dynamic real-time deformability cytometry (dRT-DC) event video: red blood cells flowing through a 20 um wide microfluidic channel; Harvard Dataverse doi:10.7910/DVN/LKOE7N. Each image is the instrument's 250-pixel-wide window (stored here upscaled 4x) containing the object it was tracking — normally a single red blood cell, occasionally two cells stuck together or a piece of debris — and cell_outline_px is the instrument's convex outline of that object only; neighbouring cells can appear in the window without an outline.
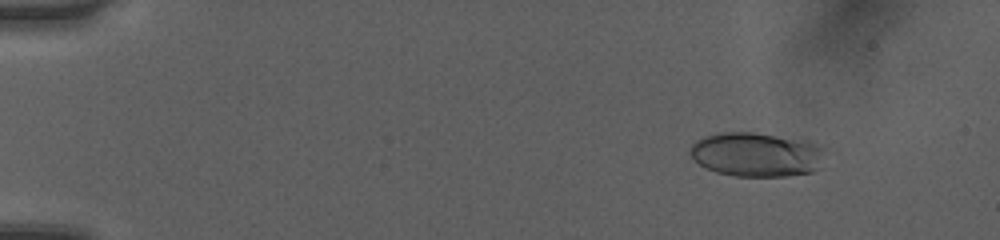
{"species": "human", "species_latin": "Homo sapiens", "temperature_condition": "room temperature", "stored_images_in_passage": 52, "camera_frame_rate_fps": 3000, "um_per_image_px": 0.085, "donor": {"sex": "female"}, "frame": {"image": 1, "passage_image": 7, "time_ms": 2.0, "image_size_px": [1000, 240], "cell_outline_px": [[824, 148], [816, 168], [812, 172], [784, 176], [736, 176], [716, 172], [692, 160], [688, 152], [688, 148], [696, 140], [704, 136], [720, 132], [752, 132], [816, 140], [824, 144]], "centroid_in_image_um": [64.29, 13.1], "position_along_channel_um": 20.7, "area_um2": 35.32}}
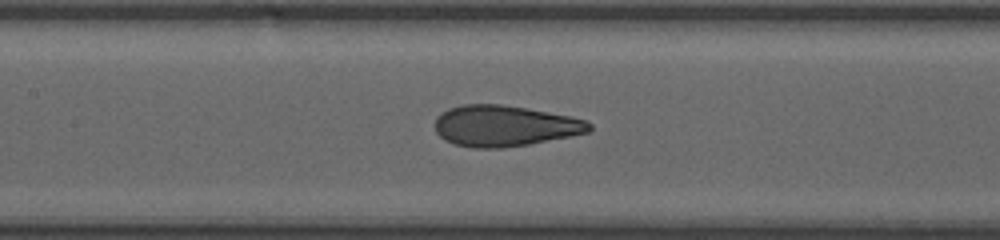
{"frame": {"image": 2, "passage_image": 26, "time_ms": 8.333, "image_size_px": [1000, 240], "cell_outline_px": [[592, 128], [588, 132], [572, 136], [528, 144], [504, 148], [472, 148], [456, 144], [444, 140], [436, 132], [436, 116], [440, 112], [448, 108], [464, 104], [500, 104], [572, 116], [584, 120], [592, 124]], "centroid_in_image_um": [42.88, 10.7], "position_along_channel_um": 164.5, "area_um2": 36.88}}
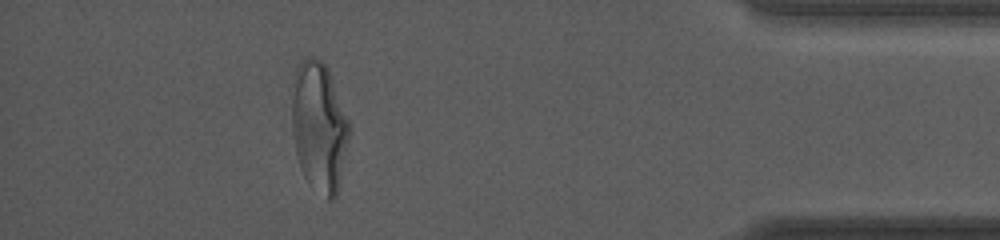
{"frame": {"image": 3, "passage_image": 47, "time_ms": 15.333, "image_size_px": [1000, 240], "cell_outline_px": [[352, 132], [336, 196], [332, 200], [328, 200], [304, 176], [300, 168], [296, 152], [292, 128], [292, 84], [296, 68], [300, 60], [308, 56], [320, 60], [328, 68], [352, 124]], "centroid_in_image_um": [27.16, 10.72], "position_along_channel_um": 408.0, "area_um2": 43.93}, "authors_computed_cell_mechanics": {"area_um2": 36.5874, "velocity_mm_per_s": 4.0841, "shape_relaxation_time_tau1_ms": 5.0412, "shape_relaxation_time_tau2_ms": 0.8529, "deformation_change_tau1": 0.2053, "deformation_change_tau2": 0.0893}}